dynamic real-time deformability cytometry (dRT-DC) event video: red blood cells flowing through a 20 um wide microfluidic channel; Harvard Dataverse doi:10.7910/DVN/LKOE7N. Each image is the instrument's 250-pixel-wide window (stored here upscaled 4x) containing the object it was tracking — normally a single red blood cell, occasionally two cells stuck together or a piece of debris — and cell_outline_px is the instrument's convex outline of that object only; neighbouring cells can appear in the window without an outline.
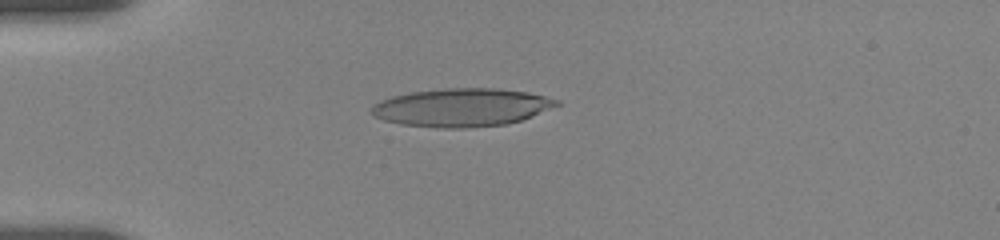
{"species": "human", "species_latin": "Homo sapiens", "temperature_condition": "room temperature", "stored_images_in_passage": 18, "camera_frame_rate_fps": 3000, "um_per_image_px": 0.085, "donor": {"sex": "female"}, "frame": {"image": 1, "passage_image": 9, "time_ms": 4.333, "image_size_px": [1000, 240], "cell_outline_px": [[560, 104], [532, 116], [508, 124], [468, 128], [440, 128], [400, 124], [384, 120], [372, 116], [372, 104], [380, 100], [392, 96], [412, 92], [444, 88], [496, 88], [528, 92], [560, 100]], "centroid_in_image_um": [39.23, 9.13], "position_along_channel_um": 45.8, "area_um2": 41.27}}
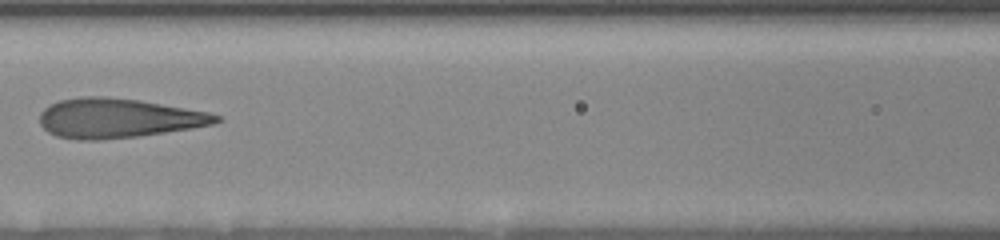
{"frame": {"image": 2, "passage_image": 15, "time_ms": 8.0, "image_size_px": [1000, 240], "cell_outline_px": [[224, 120], [212, 124], [192, 128], [136, 136], [100, 140], [80, 140], [56, 136], [48, 132], [40, 124], [40, 112], [48, 104], [56, 100], [80, 96], [104, 96], [140, 100], [208, 112], [220, 116]], "centroid_in_image_um": [9.99, 10.03], "position_along_channel_um": 156.6, "area_um2": 40.75}}
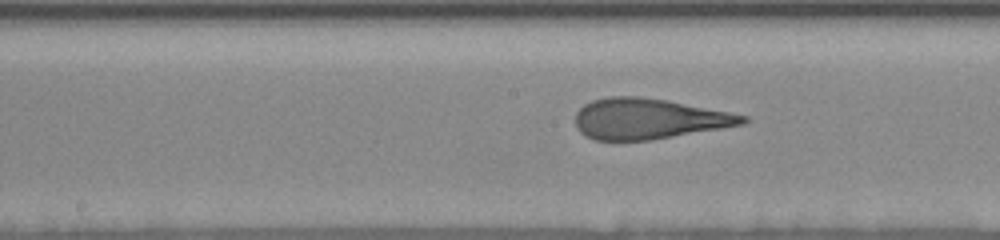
{"frame": {"image": 3, "passage_image": 17, "time_ms": 9.0, "image_size_px": [1000, 240], "cell_outline_px": [[748, 120], [744, 124], [652, 140], [596, 140], [584, 136], [576, 128], [576, 112], [584, 104], [592, 100], [608, 96], [640, 96], [668, 100], [748, 116]], "centroid_in_image_um": [55.1, 10.09], "position_along_channel_um": 193.1, "area_um2": 39.59}}